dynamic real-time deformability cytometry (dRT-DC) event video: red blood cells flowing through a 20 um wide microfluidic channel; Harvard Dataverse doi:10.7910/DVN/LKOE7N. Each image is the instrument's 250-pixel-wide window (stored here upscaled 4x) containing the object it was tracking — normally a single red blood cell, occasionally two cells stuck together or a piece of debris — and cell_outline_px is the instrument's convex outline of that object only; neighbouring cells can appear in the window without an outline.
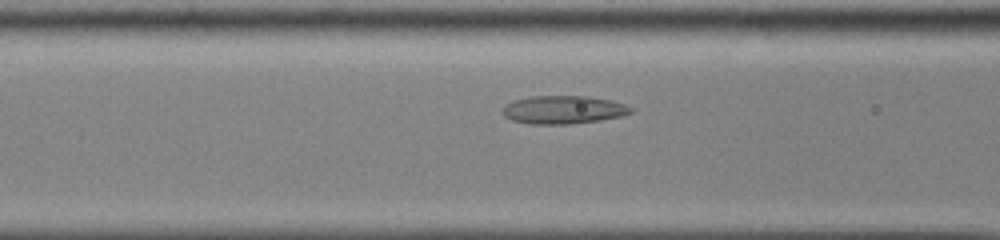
{"species": "common noctule bat (a hibernating species)", "species_latin": "Nyctalus noctula", "temperature_condition": "cold", "stored_images_in_passage": 36, "camera_frame_rate_fps": 3000, "um_per_image_px": 0.085, "animal": {"sex": "male", "body_mass_g": 13.0, "forearm_length_mm": 53.1}, "frame": {"image": 1, "passage_image": 5, "time_ms": 1.333, "image_size_px": [1000, 240], "cell_outline_px": [[632, 112], [620, 116], [600, 120], [568, 124], [532, 124], [512, 120], [504, 116], [504, 108], [508, 104], [516, 100], [532, 96], [588, 96], [608, 100], [624, 104], [632, 108]], "centroid_in_image_um": [47.9, 9.33], "position_along_channel_um": 118.7, "area_um2": 20.63}}
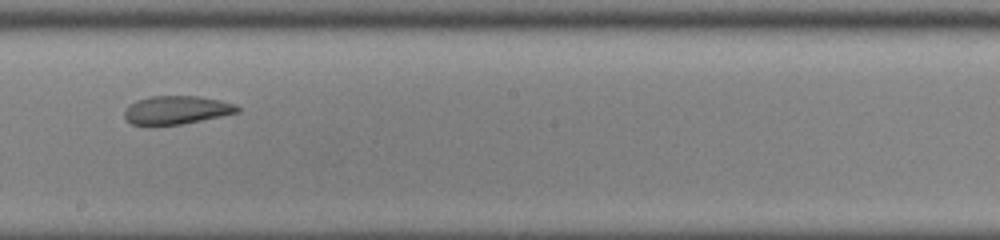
{"frame": {"image": 2, "passage_image": 14, "time_ms": 4.333, "image_size_px": [1000, 240], "cell_outline_px": [[240, 112], [180, 124], [132, 124], [124, 116], [124, 112], [128, 104], [136, 100], [152, 96], [200, 96], [220, 100], [236, 104], [240, 108]], "centroid_in_image_um": [15.02, 9.32], "position_along_channel_um": 233.2, "area_um2": 18.44}}
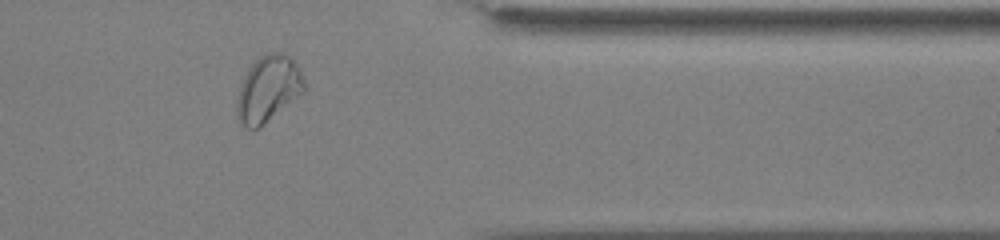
{"frame": {"image": 3, "passage_image": 27, "time_ms": 8.667, "image_size_px": [1000, 240], "cell_outline_px": [[304, 92], [260, 128], [248, 128], [240, 120], [236, 112], [236, 104], [240, 88], [244, 76], [252, 64], [260, 56], [268, 52], [284, 52], [300, 68], [304, 80]], "centroid_in_image_um": [22.82, 7.55], "position_along_channel_um": 388.6, "area_um2": 25.72}, "authors_computed_cell_mechanics": {"area_um2": 20.5768, "velocity_mm_per_s": 3.8166, "shape_relaxation_time_tau1_ms": null, "shape_relaxation_time_tau2_ms": 2.5491, "deformation_change_tau1": null, "deformation_change_tau2": 0.0876}}